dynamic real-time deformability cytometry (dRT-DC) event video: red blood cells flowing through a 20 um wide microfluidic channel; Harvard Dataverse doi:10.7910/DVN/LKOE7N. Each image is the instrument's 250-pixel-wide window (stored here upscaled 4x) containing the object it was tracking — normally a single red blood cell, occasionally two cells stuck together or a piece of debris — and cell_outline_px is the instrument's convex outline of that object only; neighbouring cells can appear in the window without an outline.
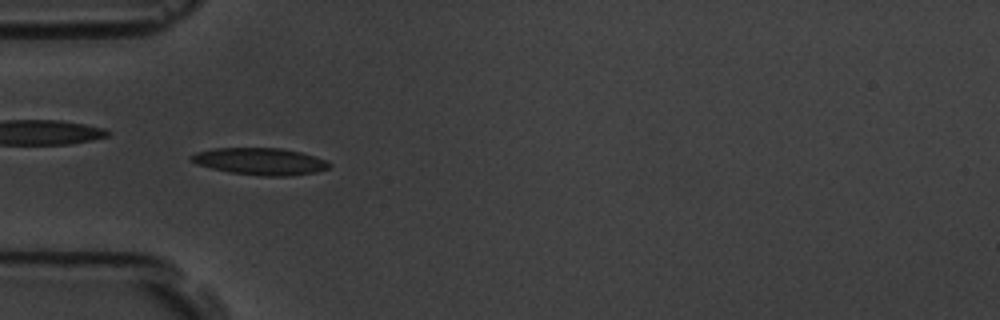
{"species": "common noctule bat (a hibernating species)", "species_latin": "Nyctalus noctula", "temperature_condition": "room temperature", "stored_images_in_passage": 6, "camera_frame_rate_fps": 3000, "um_per_image_px": 0.085, "animal": {"sex": "male", "body_mass_g": 19.5, "forearm_length_mm": 54.6}, "frame": {"image": 1, "passage_image": 5, "time_ms": 5.667, "image_size_px": [1000, 320], "cell_outline_px": [[332, 164], [328, 168], [316, 172], [288, 176], [264, 176], [228, 172], [196, 164], [188, 156], [196, 152], [212, 148], [280, 148], [300, 152], [316, 156], [328, 160]], "centroid_in_image_um": [22.13, 13.71], "position_along_channel_um": 62.9, "area_um2": 21.79}}